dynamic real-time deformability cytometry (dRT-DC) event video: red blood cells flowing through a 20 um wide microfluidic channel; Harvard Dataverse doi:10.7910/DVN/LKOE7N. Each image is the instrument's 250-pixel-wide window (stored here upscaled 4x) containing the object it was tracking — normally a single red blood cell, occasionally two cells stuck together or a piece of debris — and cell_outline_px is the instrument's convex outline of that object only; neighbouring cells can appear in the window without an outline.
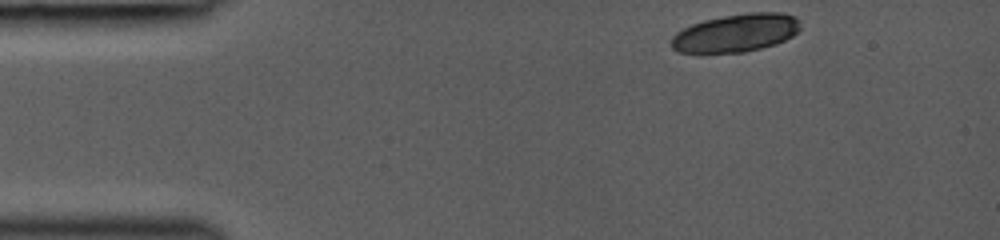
{"species": "common noctule bat (a hibernating species)", "species_latin": "Nyctalus noctula", "temperature_condition": "room temperature", "stored_images_in_passage": 39, "camera_frame_rate_fps": 3000, "um_per_image_px": 0.085, "animal": {"sex": "female", "body_mass_g": 19.0, "forearm_length_mm": 53.3}, "frame": {"image": 1, "passage_image": 1, "time_ms": 0.0, "image_size_px": [1000, 240], "cell_outline_px": [[800, 28], [792, 36], [776, 44], [744, 52], [700, 56], [676, 52], [672, 48], [672, 36], [676, 32], [692, 24], [704, 20], [724, 16], [748, 12], [780, 12], [796, 16], [800, 20]], "centroid_in_image_um": [62.5, 2.84], "position_along_channel_um": 22.5, "area_um2": 29.48}}
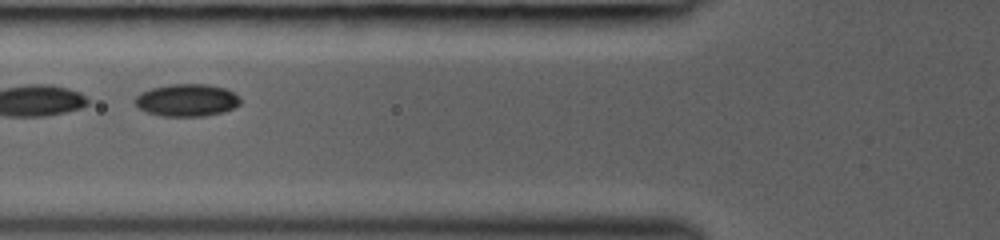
{"frame": {"image": 2, "passage_image": 17, "time_ms": 4.0, "image_size_px": [1000, 240], "cell_outline_px": [[240, 104], [224, 112], [204, 116], [164, 116], [148, 112], [140, 108], [136, 104], [136, 96], [140, 92], [152, 88], [172, 84], [208, 84], [224, 88], [232, 92], [240, 100]], "centroid_in_image_um": [15.88, 8.51], "position_along_channel_um": 109.9, "area_um2": 19.59}}
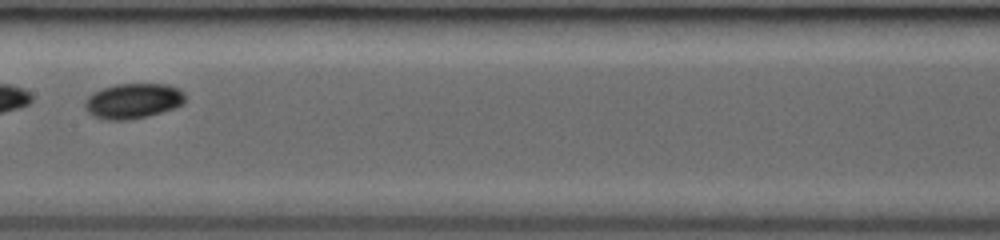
{"frame": {"image": 3, "passage_image": 25, "time_ms": 6.0, "image_size_px": [1000, 240], "cell_outline_px": [[184, 104], [176, 108], [148, 116], [124, 120], [104, 120], [92, 116], [84, 108], [84, 100], [88, 96], [100, 88], [116, 84], [168, 84], [184, 92]], "centroid_in_image_um": [11.28, 8.58], "position_along_channel_um": 196.1, "area_um2": 20.81}}